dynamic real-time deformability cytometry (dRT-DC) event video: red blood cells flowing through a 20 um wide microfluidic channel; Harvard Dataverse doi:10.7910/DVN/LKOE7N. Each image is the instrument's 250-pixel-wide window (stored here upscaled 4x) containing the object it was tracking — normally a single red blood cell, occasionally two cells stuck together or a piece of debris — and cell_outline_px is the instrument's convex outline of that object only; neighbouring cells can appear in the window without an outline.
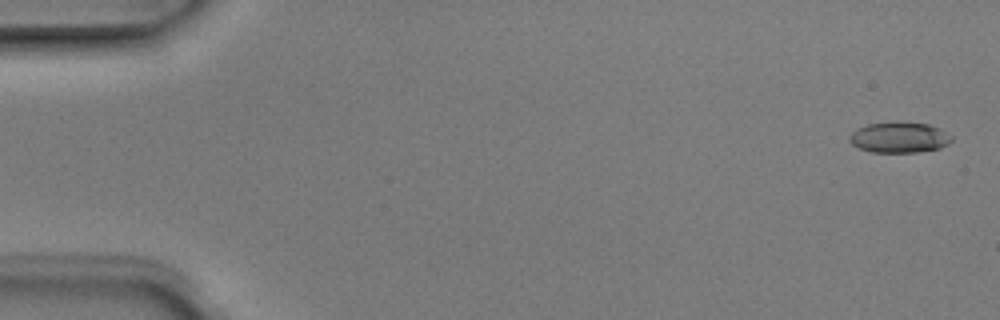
{"species": "Egyptian fruit bat (a non-hibernating species)", "species_latin": "Rousettus aegyptiacus", "temperature_condition": "room temperature", "stored_images_in_passage": 4, "camera_frame_rate_fps": 3000, "um_per_image_px": 0.085, "animal": {"sex": "male"}, "frame": {"image": 1, "passage_image": 1, "time_ms": 0.0, "image_size_px": [1000, 320], "cell_outline_px": [[952, 140], [948, 144], [940, 148], [916, 152], [872, 152], [860, 148], [852, 144], [848, 140], [848, 136], [856, 128], [868, 124], [928, 124], [940, 128], [952, 136]], "centroid_in_image_um": [76.43, 11.71], "position_along_channel_um": 8.6, "area_um2": 17.74}}